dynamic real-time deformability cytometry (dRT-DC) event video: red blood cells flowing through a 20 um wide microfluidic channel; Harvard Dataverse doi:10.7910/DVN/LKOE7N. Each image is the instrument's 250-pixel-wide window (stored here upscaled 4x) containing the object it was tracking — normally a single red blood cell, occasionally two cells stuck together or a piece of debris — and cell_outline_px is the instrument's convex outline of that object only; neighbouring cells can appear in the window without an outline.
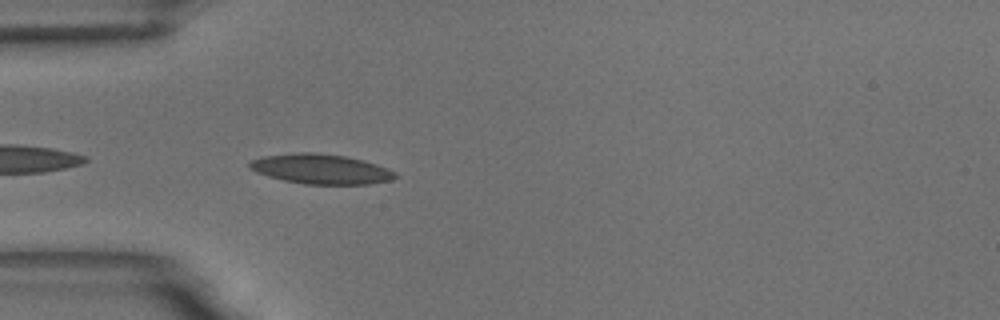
{"species": "common noctule bat (a hibernating species)", "species_latin": "Nyctalus noctula", "temperature_condition": "room temperature", "stored_images_in_passage": 5, "camera_frame_rate_fps": 3000, "um_per_image_px": 0.085, "animal": {"sex": "male", "body_mass_g": 18.8}, "frame": {"image": 1, "passage_image": 2, "time_ms": 0.333, "image_size_px": [1000, 320], "cell_outline_px": [[396, 176], [392, 180], [368, 184], [304, 184], [284, 180], [268, 176], [256, 172], [248, 168], [248, 160], [264, 156], [296, 152], [312, 152], [344, 156], [364, 160], [388, 168], [396, 172]], "centroid_in_image_um": [27.25, 14.36], "position_along_channel_um": 57.8, "area_um2": 25.43}}